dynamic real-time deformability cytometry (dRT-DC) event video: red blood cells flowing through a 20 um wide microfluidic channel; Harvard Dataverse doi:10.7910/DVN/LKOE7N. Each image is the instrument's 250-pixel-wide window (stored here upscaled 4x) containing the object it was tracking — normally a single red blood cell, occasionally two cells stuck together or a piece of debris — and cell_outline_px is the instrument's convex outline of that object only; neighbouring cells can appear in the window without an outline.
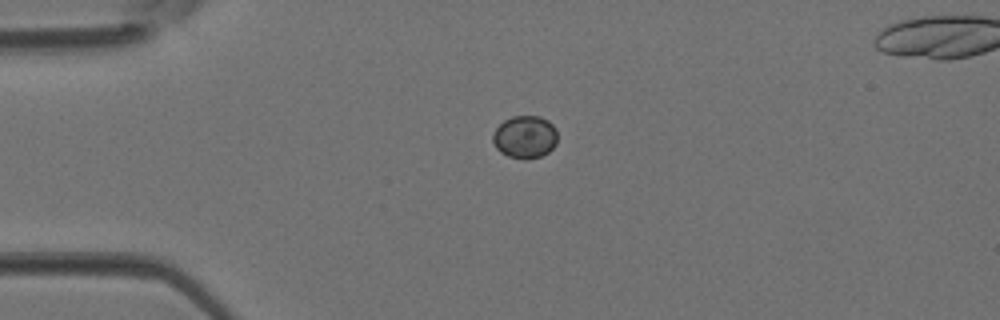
{"species": "Egyptian fruit bat (a non-hibernating species)", "species_latin": "Rousettus aegyptiacus", "temperature_condition": "room temperature", "stored_images_in_passage": 2, "camera_frame_rate_fps": 3000, "um_per_image_px": 0.085, "animal": {"sex": "female"}, "frame": {"image": 1, "passage_image": 1, "time_ms": 0.0, "image_size_px": [1000, 320], "cell_outline_px": [[556, 144], [548, 152], [540, 156], [524, 160], [508, 156], [500, 152], [496, 148], [492, 140], [492, 132], [504, 120], [512, 116], [540, 116], [548, 120], [556, 128]], "centroid_in_image_um": [44.6, 11.64], "position_along_channel_um": 40.4, "area_um2": 16.18}}